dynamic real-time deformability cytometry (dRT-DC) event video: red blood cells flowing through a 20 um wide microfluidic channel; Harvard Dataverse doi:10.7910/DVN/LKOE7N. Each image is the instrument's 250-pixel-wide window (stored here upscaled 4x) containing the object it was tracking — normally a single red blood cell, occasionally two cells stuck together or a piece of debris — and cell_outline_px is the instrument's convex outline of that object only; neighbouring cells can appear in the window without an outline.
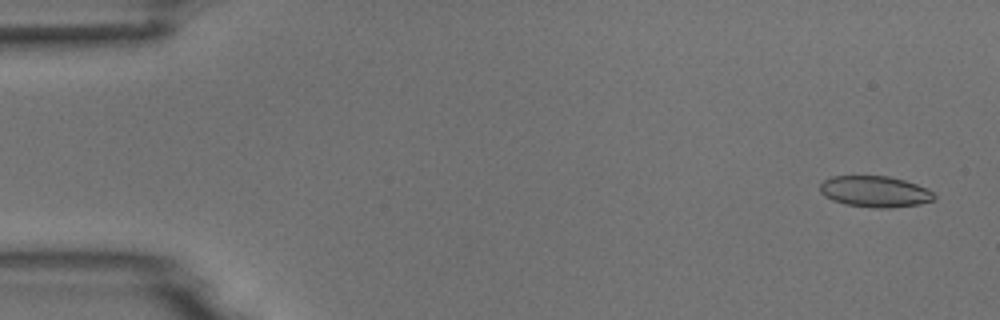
{"species": "common noctule bat (a hibernating species)", "species_latin": "Nyctalus noctula", "temperature_condition": "room temperature", "stored_images_in_passage": 4, "camera_frame_rate_fps": 3000, "um_per_image_px": 0.085, "animal": {"sex": "male", "body_mass_g": 18.8}, "frame": {"image": 1, "passage_image": 1, "time_ms": 0.0, "image_size_px": [1000, 320], "cell_outline_px": [[936, 196], [932, 200], [920, 204], [892, 208], [872, 208], [844, 204], [832, 200], [824, 196], [820, 192], [820, 184], [824, 180], [832, 176], [888, 176], [904, 180], [928, 188]], "centroid_in_image_um": [74.36, 16.29], "position_along_channel_um": 10.6, "area_um2": 20.87}}
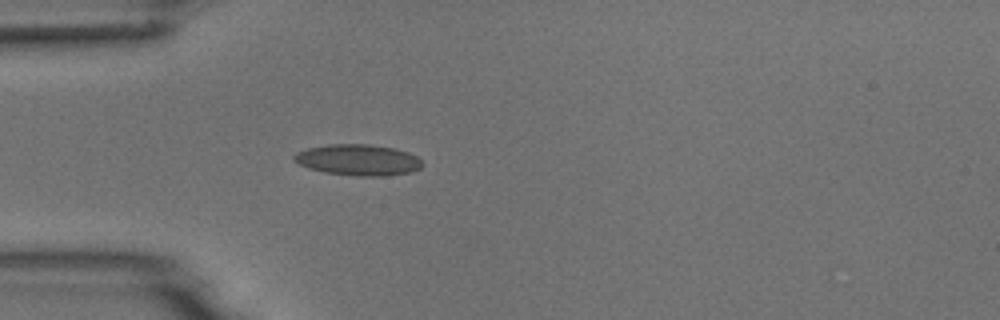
{"frame": {"image": 2, "passage_image": 4, "time_ms": 4.333, "image_size_px": [1000, 320], "cell_outline_px": [[424, 164], [420, 168], [412, 172], [384, 176], [356, 176], [324, 172], [308, 168], [292, 160], [292, 156], [296, 152], [308, 148], [328, 144], [368, 144], [396, 148], [408, 152], [416, 156]], "centroid_in_image_um": [30.44, 13.59], "position_along_channel_um": 54.6, "area_um2": 23.41}}